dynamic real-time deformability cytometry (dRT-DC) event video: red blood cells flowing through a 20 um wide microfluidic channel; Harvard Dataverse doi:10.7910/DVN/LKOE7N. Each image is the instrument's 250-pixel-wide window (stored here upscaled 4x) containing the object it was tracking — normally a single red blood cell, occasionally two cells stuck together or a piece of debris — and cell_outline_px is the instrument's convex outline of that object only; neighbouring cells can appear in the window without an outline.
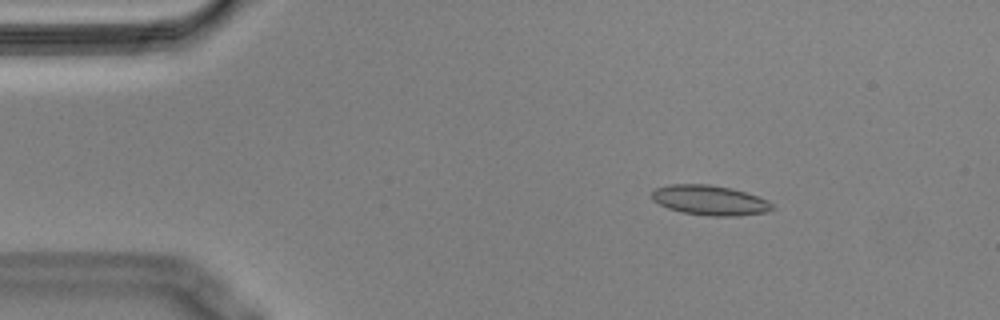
{"species": "Egyptian fruit bat (a non-hibernating species)", "species_latin": "Rousettus aegyptiacus", "temperature_condition": "cold", "stored_images_in_passage": 55, "camera_frame_rate_fps": 3000, "um_per_image_px": 0.085, "animal": {"sex": "male"}, "frame": {"image": 1, "passage_image": 8, "time_ms": 2.333, "image_size_px": [1000, 320], "cell_outline_px": [[776, 208], [768, 212], [736, 216], [708, 216], [680, 212], [668, 208], [652, 200], [652, 192], [656, 188], [668, 184], [708, 184], [732, 188], [768, 200]], "centroid_in_image_um": [60.34, 17.03], "position_along_channel_um": 24.7, "area_um2": 21.1}}
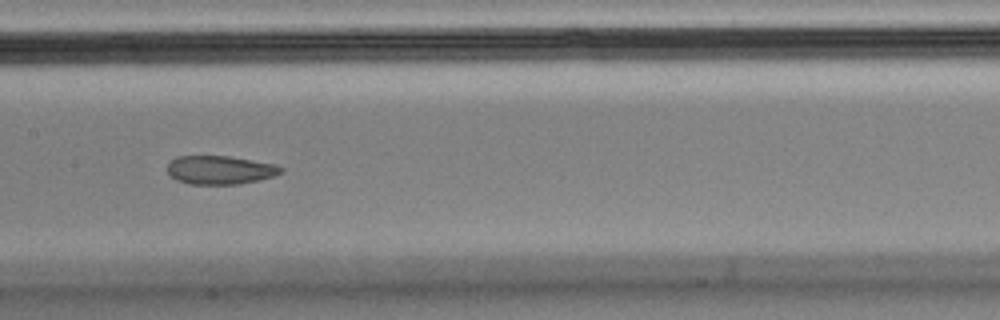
{"frame": {"image": 2, "passage_image": 27, "time_ms": 8.667, "image_size_px": [1000, 320], "cell_outline_px": [[284, 172], [276, 176], [260, 180], [236, 184], [188, 184], [176, 180], [168, 172], [168, 164], [176, 156], [228, 156], [276, 164], [284, 168]], "centroid_in_image_um": [18.75, 14.45], "position_along_channel_um": 188.6, "area_um2": 19.02}}
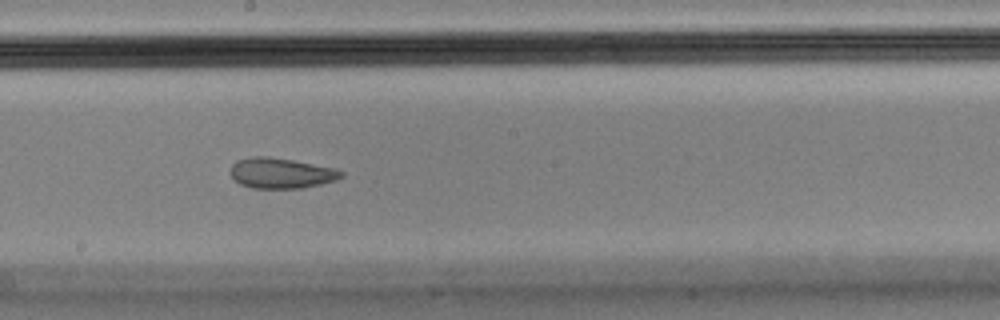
{"frame": {"image": 3, "passage_image": 30, "time_ms": 9.667, "image_size_px": [1000, 320], "cell_outline_px": [[344, 176], [336, 180], [304, 188], [252, 188], [240, 184], [232, 176], [232, 164], [236, 160], [252, 156], [268, 156], [292, 160], [336, 168], [344, 172]], "centroid_in_image_um": [23.92, 14.71], "position_along_channel_um": 224.3, "area_um2": 19.65}, "authors_computed_cell_mechanics": {"area_um2": 20.6924, "velocity_mm_per_s": 3.5746, "shape_relaxation_time_tau1_ms": null, "shape_relaxation_time_tau2_ms": 1.5704, "deformation_change_tau1": null, "deformation_change_tau2": 0.0509}}